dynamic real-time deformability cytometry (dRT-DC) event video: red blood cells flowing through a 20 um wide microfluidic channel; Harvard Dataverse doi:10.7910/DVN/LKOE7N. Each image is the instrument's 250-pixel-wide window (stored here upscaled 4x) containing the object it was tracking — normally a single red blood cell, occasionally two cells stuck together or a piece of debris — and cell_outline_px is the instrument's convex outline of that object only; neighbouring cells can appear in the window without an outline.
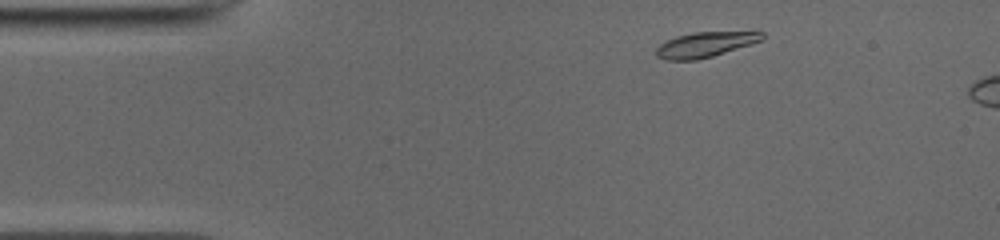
{"species": "common noctule bat (a hibernating species)", "species_latin": "Nyctalus noctula", "temperature_condition": "cold", "stored_images_in_passage": 43, "camera_frame_rate_fps": 3000, "um_per_image_px": 0.085, "animal": {"sex": "male", "body_mass_g": 19.0, "forearm_length_mm": 50.8}, "frame": {"image": 1, "passage_image": 2, "time_ms": 0.333, "image_size_px": [1000, 240], "cell_outline_px": [[764, 36], [760, 40], [752, 44], [712, 56], [696, 60], [668, 60], [656, 56], [656, 48], [660, 44], [676, 36], [696, 32], [764, 32]], "centroid_in_image_um": [59.92, 3.79], "position_along_channel_um": 25.1, "area_um2": 15.26}}
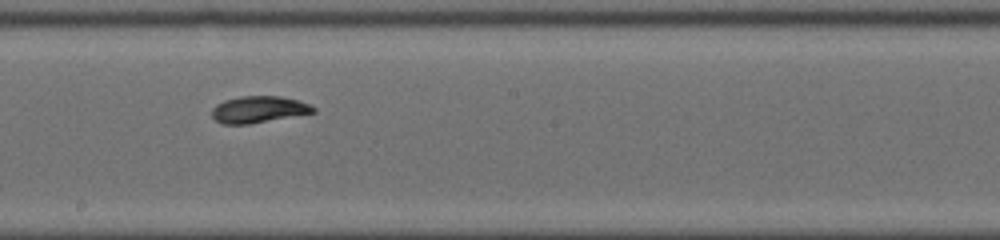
{"frame": {"image": 2, "passage_image": 22, "time_ms": 7.0, "image_size_px": [1000, 240], "cell_outline_px": [[316, 112], [248, 124], [224, 124], [216, 120], [212, 116], [212, 108], [216, 104], [224, 100], [240, 96], [280, 96], [296, 100], [308, 104], [316, 108]], "centroid_in_image_um": [21.96, 9.3], "position_along_channel_um": 226.2, "area_um2": 15.61}}
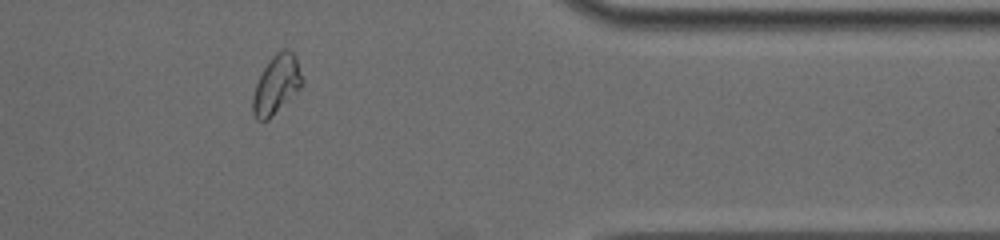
{"frame": {"image": 3, "passage_image": 36, "time_ms": 11.667, "image_size_px": [1000, 240], "cell_outline_px": [[300, 88], [268, 120], [256, 120], [252, 112], [252, 96], [256, 84], [264, 68], [272, 56], [276, 52], [284, 48], [288, 48], [296, 56], [300, 76]], "centroid_in_image_um": [23.45, 7.19], "position_along_channel_um": 388.0, "area_um2": 16.47}, "authors_computed_cell_mechanics": {"area_um2": 16.0684, "velocity_mm_per_s": 3.9186, "shape_relaxation_time_tau1_ms": 7.8895, "shape_relaxation_time_tau2_ms": 1.607, "deformation_change_tau1": 0.2129, "deformation_change_tau2": 0.053}}